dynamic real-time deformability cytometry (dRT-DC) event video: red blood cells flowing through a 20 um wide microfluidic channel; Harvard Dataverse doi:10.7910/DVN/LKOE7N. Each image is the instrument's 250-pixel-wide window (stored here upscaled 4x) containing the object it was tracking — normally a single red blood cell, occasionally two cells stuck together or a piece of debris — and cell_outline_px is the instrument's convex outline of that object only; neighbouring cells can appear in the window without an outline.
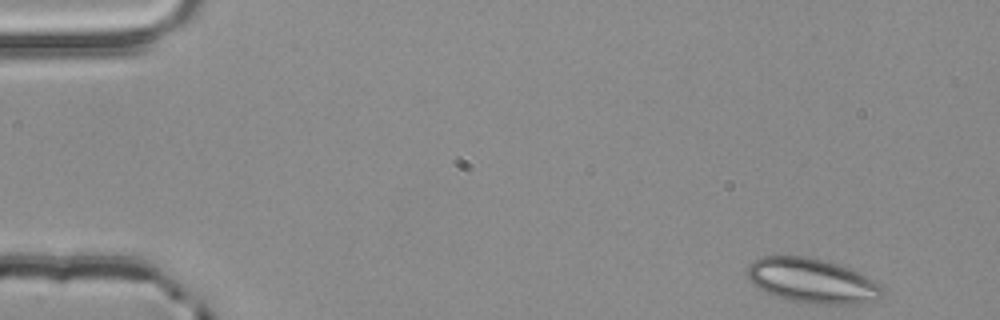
{"species": "common noctule bat (a hibernating species)", "species_latin": "Nyctalus noctula", "temperature_condition": "room temperature", "stored_images_in_passage": 51, "camera_frame_rate_fps": 3000, "um_per_image_px": 0.085, "animal": {"sex": "male", "body_mass_g": 20.4}, "frame": {"image": 1, "passage_image": 1, "time_ms": 0.0, "image_size_px": [1000, 320], "cell_outline_px": [[884, 296], [876, 300], [856, 304], [816, 304], [788, 300], [776, 296], [752, 284], [748, 280], [748, 264], [752, 260], [760, 256], [808, 256], [840, 264], [868, 276], [876, 280], [884, 288]], "centroid_in_image_um": [69.07, 23.86], "position_along_channel_um": 15.9, "area_um2": 35.6}}
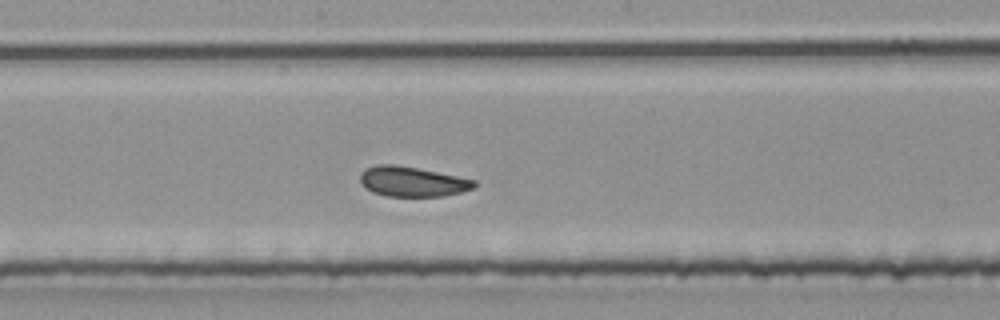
{"frame": {"image": 2, "passage_image": 26, "time_ms": 8.333, "image_size_px": [1000, 320], "cell_outline_px": [[476, 188], [444, 196], [388, 196], [372, 192], [360, 184], [360, 172], [364, 168], [376, 164], [392, 164], [416, 168], [476, 180]], "centroid_in_image_um": [35.01, 15.43], "position_along_channel_um": 213.2, "area_um2": 19.94}}
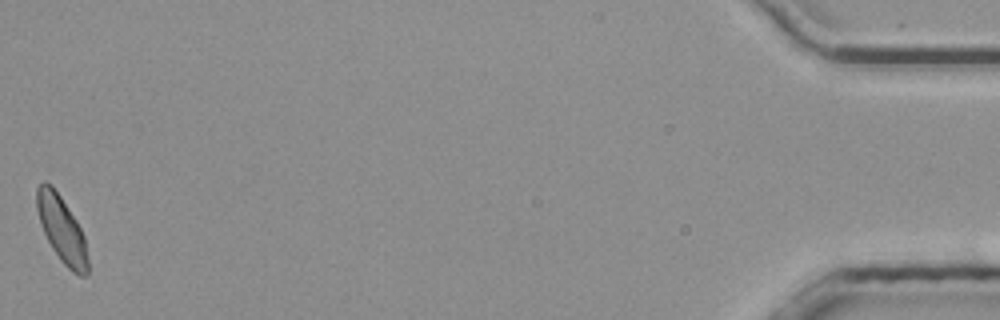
{"frame": {"image": 3, "passage_image": 51, "time_ms": 16.667, "image_size_px": [1000, 320], "cell_outline_px": [[88, 276], [80, 276], [72, 272], [60, 260], [52, 248], [40, 224], [36, 208], [36, 188], [44, 180], [52, 184], [76, 220], [84, 236], [88, 260]], "centroid_in_image_um": [5.24, 19.49], "position_along_channel_um": 430.0, "area_um2": 19.71}, "authors_computed_cell_mechanics": {"area_um2": 20.6346, "velocity_mm_per_s": 3.8239, "shape_relaxation_time_tau1_ms": 2.5397, "shape_relaxation_time_tau2_ms": 1.4506, "deformation_change_tau1": 0.0593, "deformation_change_tau2": 0.0539}}